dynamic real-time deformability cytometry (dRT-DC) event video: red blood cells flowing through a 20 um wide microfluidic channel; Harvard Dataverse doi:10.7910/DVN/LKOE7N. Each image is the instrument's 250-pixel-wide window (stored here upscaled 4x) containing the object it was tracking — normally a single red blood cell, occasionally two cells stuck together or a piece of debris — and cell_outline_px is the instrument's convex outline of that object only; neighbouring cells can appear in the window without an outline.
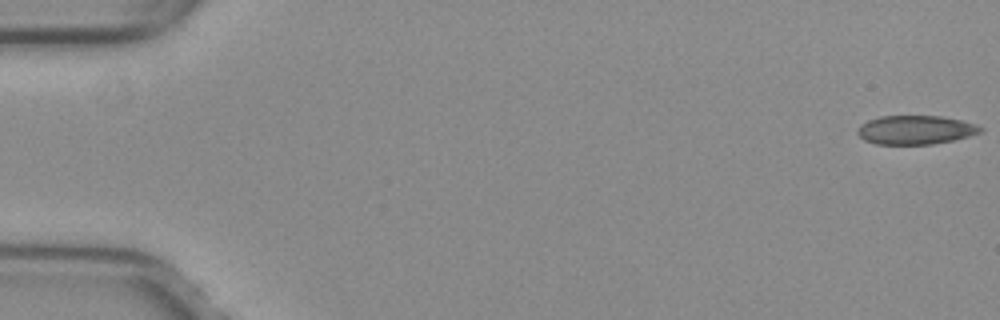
{"species": "common noctule bat (a hibernating species)", "species_latin": "Nyctalus noctula", "temperature_condition": "warm", "stored_images_in_passage": 15, "camera_frame_rate_fps": 3000, "um_per_image_px": 0.085, "animal": {"sex": "female", "body_mass_g": 29.2, "forearm_length_mm": 56.3}, "frame": {"image": 1, "passage_image": 1, "time_ms": 0.0, "image_size_px": [1000, 320], "cell_outline_px": [[984, 128], [980, 132], [968, 136], [952, 140], [932, 144], [876, 144], [864, 140], [856, 132], [856, 128], [860, 124], [868, 120], [880, 116], [940, 116], [960, 120], [976, 124]], "centroid_in_image_um": [77.77, 11.04], "position_along_channel_um": 7.2, "area_um2": 20.63}}
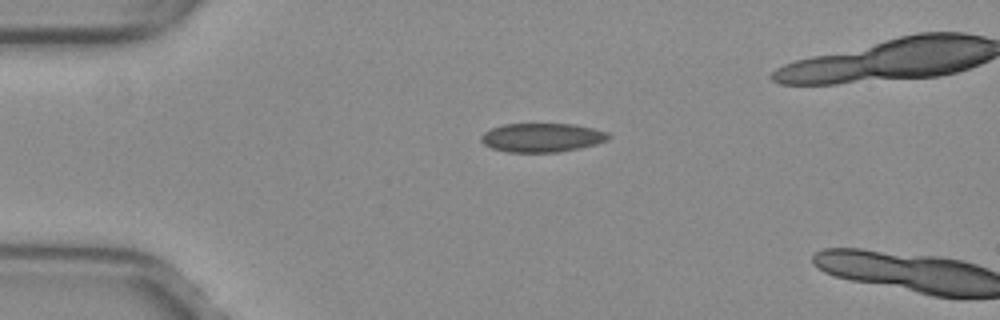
{"frame": {"image": 2, "passage_image": 13, "time_ms": 4.0, "image_size_px": [1000, 320], "cell_outline_px": [[612, 136], [608, 140], [596, 144], [580, 148], [560, 152], [508, 152], [492, 148], [484, 144], [480, 140], [480, 136], [484, 132], [492, 128], [504, 124], [572, 124], [592, 128], [608, 132]], "centroid_in_image_um": [46.08, 11.7], "position_along_channel_um": 38.9, "area_um2": 21.5}}